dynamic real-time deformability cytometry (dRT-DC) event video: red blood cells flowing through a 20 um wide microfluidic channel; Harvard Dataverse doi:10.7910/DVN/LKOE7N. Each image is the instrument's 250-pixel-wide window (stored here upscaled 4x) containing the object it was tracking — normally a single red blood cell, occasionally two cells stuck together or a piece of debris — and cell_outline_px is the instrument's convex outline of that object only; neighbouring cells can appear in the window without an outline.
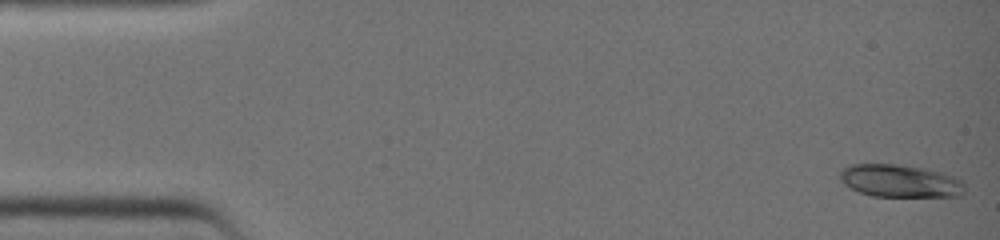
{"species": "common noctule bat (a hibernating species)", "species_latin": "Nyctalus noctula", "temperature_condition": "warm", "stored_images_in_passage": 3, "camera_frame_rate_fps": 3000, "um_per_image_px": 0.085, "animal": {"sex": "female", "body_mass_g": 19.0, "forearm_length_mm": 51.5}, "frame": {"image": 1, "passage_image": 1, "time_ms": 0.0, "image_size_px": [1000, 240], "cell_outline_px": [[964, 192], [960, 196], [872, 196], [860, 192], [844, 184], [840, 180], [836, 172], [840, 168], [848, 164], [896, 164], [924, 168], [944, 172], [960, 180], [964, 184]], "centroid_in_image_um": [76.44, 15.36], "position_along_channel_um": 8.6, "area_um2": 23.99}}